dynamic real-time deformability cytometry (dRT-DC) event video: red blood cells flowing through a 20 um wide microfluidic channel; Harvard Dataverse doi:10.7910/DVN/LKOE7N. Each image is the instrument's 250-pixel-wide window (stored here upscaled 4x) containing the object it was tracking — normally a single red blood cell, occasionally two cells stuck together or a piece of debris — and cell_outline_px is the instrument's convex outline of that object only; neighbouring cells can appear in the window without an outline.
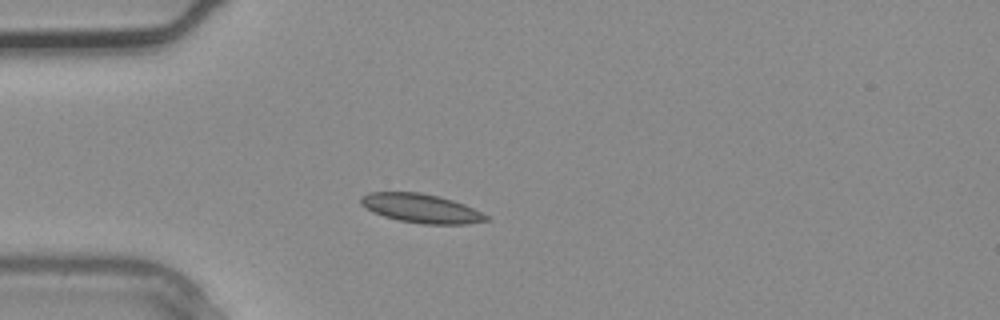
{"species": "common noctule bat (a hibernating species)", "species_latin": "Nyctalus noctula", "temperature_condition": "warm", "stored_images_in_passage": 3, "camera_frame_rate_fps": 3000, "um_per_image_px": 0.085, "animal": {"sex": "male", "body_mass_g": 20.4}, "frame": {"image": 1, "passage_image": 3, "time_ms": 0.667, "image_size_px": [1000, 320], "cell_outline_px": [[488, 220], [464, 224], [424, 224], [400, 220], [384, 216], [372, 212], [364, 208], [360, 204], [360, 196], [368, 192], [420, 192], [440, 196], [464, 204], [488, 216]], "centroid_in_image_um": [35.73, 17.69], "position_along_channel_um": 49.3, "area_um2": 21.1}}